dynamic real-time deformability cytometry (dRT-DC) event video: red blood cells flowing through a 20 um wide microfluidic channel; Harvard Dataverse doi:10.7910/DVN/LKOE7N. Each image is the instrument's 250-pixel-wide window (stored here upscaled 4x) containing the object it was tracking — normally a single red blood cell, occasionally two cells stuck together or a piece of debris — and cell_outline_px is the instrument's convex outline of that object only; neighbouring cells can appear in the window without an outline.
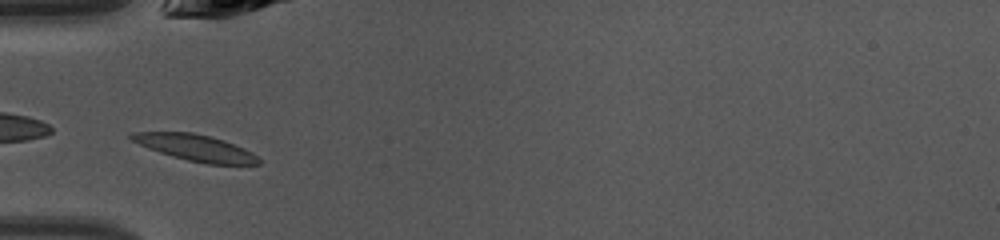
{"species": "common noctule bat (a hibernating species)", "species_latin": "Nyctalus noctula", "temperature_condition": "warm", "stored_images_in_passage": 32, "camera_frame_rate_fps": 3000, "um_per_image_px": 0.085, "animal": {"sex": "female", "body_mass_g": 10.0, "forearm_length_mm": 53.1}, "frame": {"image": 1, "passage_image": 1, "time_ms": 0.0, "image_size_px": [1000, 240], "cell_outline_px": [[260, 164], [208, 164], [188, 160], [160, 152], [148, 148], [132, 140], [128, 136], [132, 132], [192, 132], [224, 140], [244, 148], [252, 152], [260, 160]], "centroid_in_image_um": [16.63, 12.55], "position_along_channel_um": 68.4, "area_um2": 19.19}}
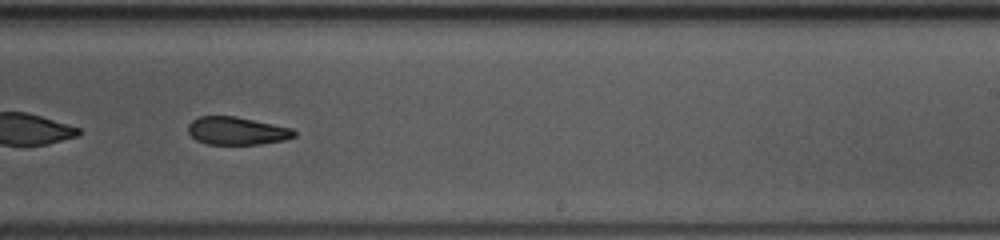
{"frame": {"image": 2, "passage_image": 15, "time_ms": 4.667, "image_size_px": [1000, 240], "cell_outline_px": [[296, 136], [284, 140], [260, 144], [208, 144], [196, 140], [188, 132], [188, 124], [192, 120], [200, 116], [236, 116], [292, 128], [296, 132]], "centroid_in_image_um": [20.13, 11.12], "position_along_channel_um": 268.9, "area_um2": 17.22}}
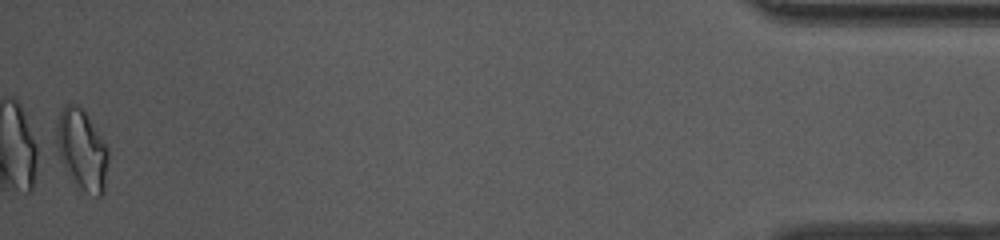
{"frame": {"image": 3, "passage_image": 32, "time_ms": 10.333, "image_size_px": [1000, 240], "cell_outline_px": [[108, 160], [104, 192], [100, 196], [96, 196], [84, 192], [76, 188], [64, 168], [52, 144], [56, 124], [60, 112], [64, 104], [76, 104], [84, 112], [108, 148]], "centroid_in_image_um": [6.89, 12.77], "position_along_channel_um": 428.3, "area_um2": 24.91}, "authors_computed_cell_mechanics": {"area_um2": 18.8717, "velocity_mm_per_s": 4.2852, "shape_relaxation_time_tau1_ms": null, "shape_relaxation_time_tau2_ms": 6.5577, "deformation_change_tau1": null, "deformation_change_tau2": 0.1558}}